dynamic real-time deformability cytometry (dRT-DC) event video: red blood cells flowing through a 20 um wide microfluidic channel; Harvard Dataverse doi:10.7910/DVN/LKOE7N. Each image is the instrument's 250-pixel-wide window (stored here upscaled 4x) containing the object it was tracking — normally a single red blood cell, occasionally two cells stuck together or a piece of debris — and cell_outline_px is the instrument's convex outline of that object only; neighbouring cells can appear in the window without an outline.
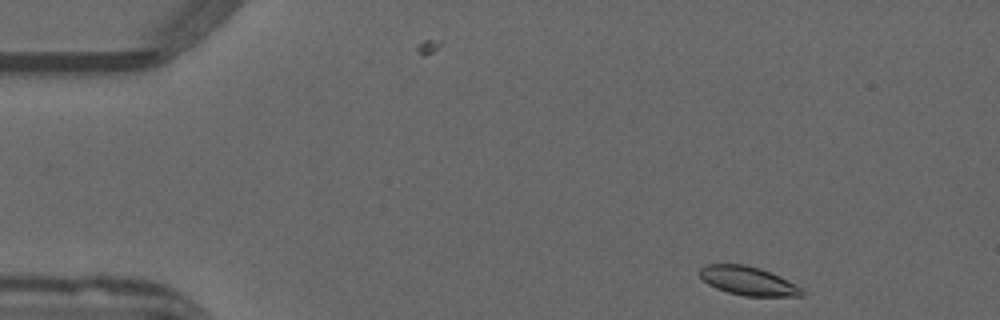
{"species": "common noctule bat (a hibernating species)", "species_latin": "Nyctalus noctula", "temperature_condition": "warm", "stored_images_in_passage": 30, "camera_frame_rate_fps": 3000, "um_per_image_px": 0.085, "animal": {"sex": "male", "forearm_length_mm": 52.5}, "frame": {"image": 1, "passage_image": 1, "time_ms": 0.0, "image_size_px": [1000, 320], "cell_outline_px": [[804, 296], [744, 296], [728, 292], [716, 288], [708, 284], [696, 272], [700, 268], [708, 264], [744, 264], [760, 268], [780, 276], [796, 284], [804, 292]], "centroid_in_image_um": [63.57, 23.87], "position_along_channel_um": 21.4, "area_um2": 17.17}}
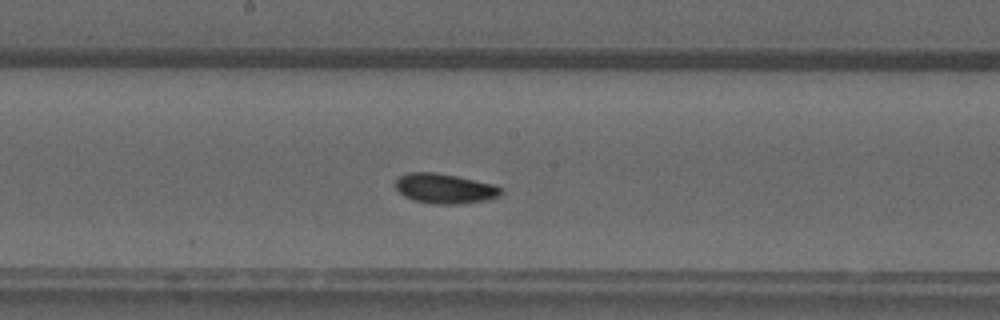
{"frame": {"image": 2, "passage_image": 22, "time_ms": 7.0, "image_size_px": [1000, 320], "cell_outline_px": [[504, 192], [500, 196], [484, 200], [460, 204], [432, 204], [416, 200], [404, 196], [396, 188], [396, 180], [400, 176], [408, 172], [436, 172], [496, 184]], "centroid_in_image_um": [37.83, 16.02], "position_along_channel_um": 210.4, "area_um2": 18.38}}
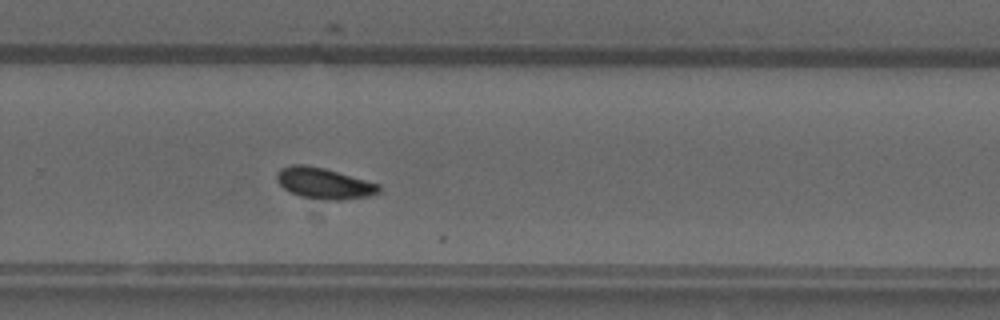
{"frame": {"image": 3, "passage_image": 29, "time_ms": 9.333, "image_size_px": [1000, 320], "cell_outline_px": [[380, 192], [368, 196], [340, 200], [324, 200], [300, 196], [284, 188], [276, 180], [276, 172], [280, 168], [292, 164], [304, 164], [324, 168], [380, 184]], "centroid_in_image_um": [27.52, 15.57], "position_along_channel_um": 302.3, "area_um2": 18.44}}